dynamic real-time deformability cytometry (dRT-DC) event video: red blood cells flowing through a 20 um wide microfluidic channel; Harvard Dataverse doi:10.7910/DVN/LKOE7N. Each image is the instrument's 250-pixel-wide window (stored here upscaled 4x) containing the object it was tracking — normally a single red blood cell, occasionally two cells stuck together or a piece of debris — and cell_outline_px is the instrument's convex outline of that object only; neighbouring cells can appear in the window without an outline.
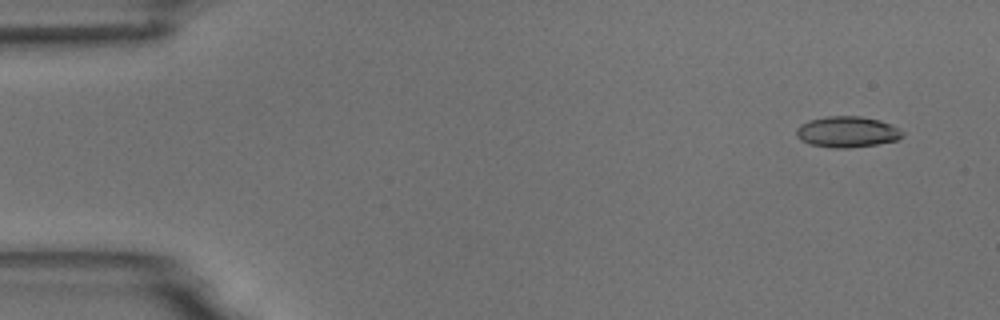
{"species": "common noctule bat (a hibernating species)", "species_latin": "Nyctalus noctula", "temperature_condition": "room temperature", "stored_images_in_passage": 10, "camera_frame_rate_fps": 3000, "um_per_image_px": 0.085, "animal": {"sex": "male", "body_mass_g": 18.8}, "frame": {"image": 1, "passage_image": 1, "time_ms": 0.0, "image_size_px": [1000, 320], "cell_outline_px": [[904, 136], [896, 140], [876, 144], [848, 148], [832, 148], [812, 144], [800, 140], [796, 136], [796, 128], [800, 124], [808, 120], [828, 116], [860, 116], [880, 120], [892, 124], [904, 132]], "centroid_in_image_um": [72.0, 11.2], "position_along_channel_um": 13.0, "area_um2": 19.25}}
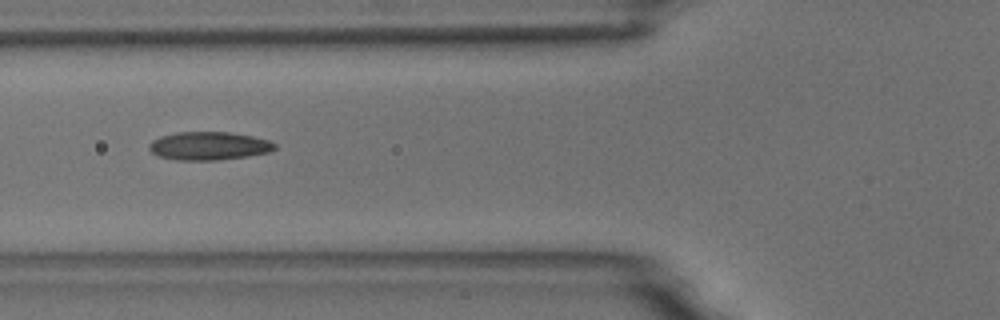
{"frame": {"image": 2, "passage_image": 6, "time_ms": 5.667, "image_size_px": [1000, 320], "cell_outline_px": [[276, 148], [268, 152], [248, 156], [216, 160], [176, 160], [160, 156], [152, 152], [148, 148], [148, 144], [152, 140], [160, 136], [176, 132], [228, 132], [252, 136], [268, 140], [276, 144]], "centroid_in_image_um": [17.73, 12.4], "position_along_channel_um": 108.1, "area_um2": 20.63}}
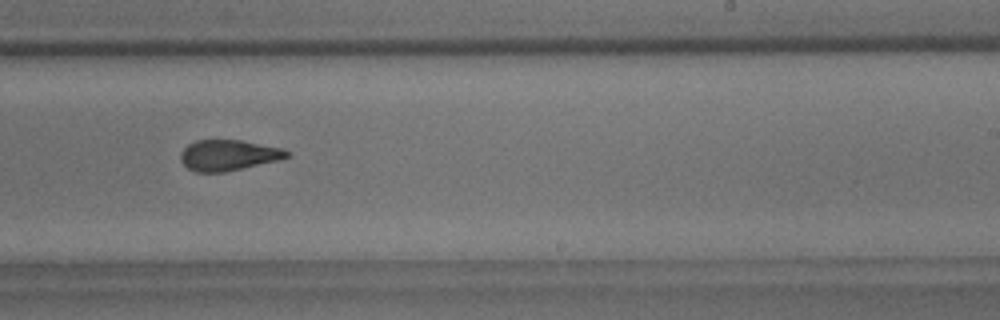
{"frame": {"image": 3, "passage_image": 10, "time_ms": 10.0, "image_size_px": [1000, 320], "cell_outline_px": [[292, 156], [280, 160], [224, 172], [196, 172], [188, 168], [180, 160], [180, 152], [188, 144], [196, 140], [240, 140], [284, 148], [292, 152]], "centroid_in_image_um": [19.46, 13.19], "position_along_channel_um": 269.5, "area_um2": 19.25}}